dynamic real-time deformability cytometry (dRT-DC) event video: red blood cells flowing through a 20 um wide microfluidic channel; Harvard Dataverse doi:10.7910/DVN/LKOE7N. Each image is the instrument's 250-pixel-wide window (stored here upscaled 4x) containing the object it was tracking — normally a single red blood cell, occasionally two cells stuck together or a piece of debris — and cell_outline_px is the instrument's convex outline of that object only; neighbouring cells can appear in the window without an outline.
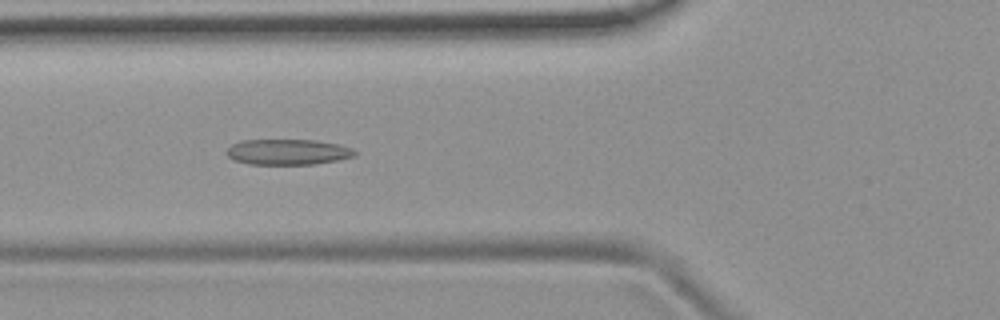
{"species": "common noctule bat (a hibernating species)", "species_latin": "Nyctalus noctula", "temperature_condition": "room temperature", "stored_images_in_passage": 54, "camera_frame_rate_fps": 3000, "um_per_image_px": 0.085, "animal": {"sex": "female", "body_mass_g": 19.9}, "frame": {"image": 1, "passage_image": 20, "time_ms": 6.333, "image_size_px": [1000, 320], "cell_outline_px": [[356, 156], [316, 164], [248, 164], [236, 160], [228, 156], [224, 152], [232, 144], [244, 140], [316, 140], [340, 144], [352, 148], [356, 152]], "centroid_in_image_um": [24.48, 12.91], "position_along_channel_um": 101.3, "area_um2": 19.13}}
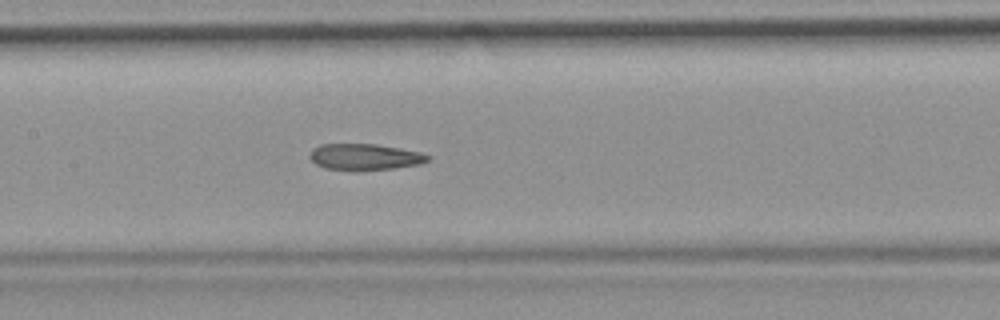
{"frame": {"image": 2, "passage_image": 26, "time_ms": 8.333, "image_size_px": [1000, 320], "cell_outline_px": [[432, 156], [428, 160], [420, 164], [392, 168], [324, 168], [316, 164], [308, 156], [312, 148], [320, 144], [376, 144], [400, 148], [420, 152]], "centroid_in_image_um": [31.0, 13.29], "position_along_channel_um": 176.4, "area_um2": 17.46}}
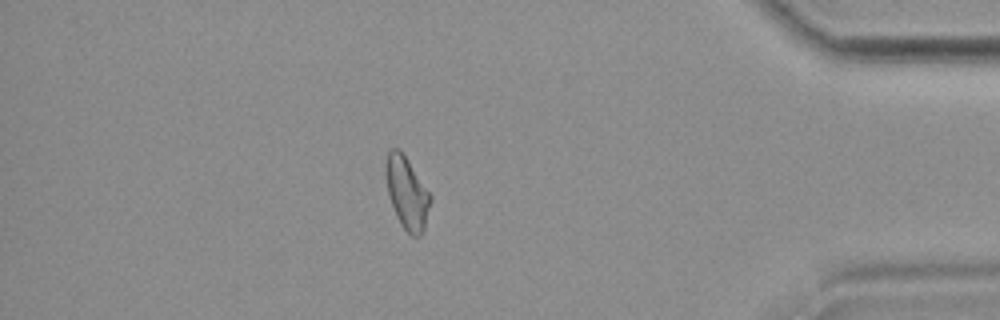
{"frame": {"image": 3, "passage_image": 47, "time_ms": 15.333, "image_size_px": [1000, 320], "cell_outline_px": [[432, 200], [424, 228], [420, 236], [412, 236], [400, 224], [396, 216], [388, 192], [384, 172], [384, 164], [388, 152], [392, 148], [400, 148], [432, 196]], "centroid_in_image_um": [34.58, 16.37], "position_along_channel_um": 400.6, "area_um2": 18.84}, "authors_computed_cell_mechanics": {"area_um2": 19.2185, "velocity_mm_per_s": 3.7447, "shape_relaxation_time_tau1_ms": null, "shape_relaxation_time_tau2_ms": 2.4919, "deformation_change_tau1": null, "deformation_change_tau2": 0.1095}}